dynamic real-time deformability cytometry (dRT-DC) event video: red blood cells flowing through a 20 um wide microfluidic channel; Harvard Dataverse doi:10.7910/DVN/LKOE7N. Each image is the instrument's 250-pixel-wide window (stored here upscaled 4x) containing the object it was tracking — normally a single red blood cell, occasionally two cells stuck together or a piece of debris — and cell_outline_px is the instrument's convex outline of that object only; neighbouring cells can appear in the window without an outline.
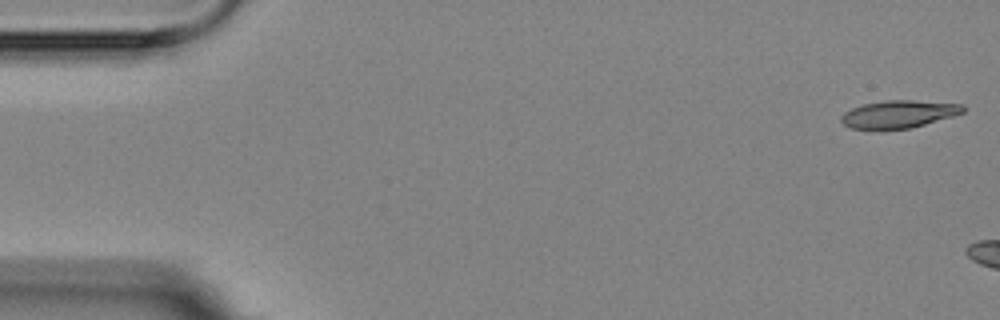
{"species": "Egyptian fruit bat (a non-hibernating species)", "species_latin": "Rousettus aegyptiacus", "temperature_condition": "room temperature", "stored_images_in_passage": 4, "camera_frame_rate_fps": 3000, "um_per_image_px": 0.085, "animal": {"sex": "female"}, "frame": {"image": 1, "passage_image": 1, "time_ms": 0.0, "image_size_px": [1000, 320], "cell_outline_px": [[964, 112], [952, 116], [912, 128], [852, 128], [844, 124], [840, 120], [840, 116], [844, 112], [852, 108], [864, 104], [884, 100], [912, 100], [964, 104]], "centroid_in_image_um": [76.4, 9.68], "position_along_channel_um": 8.6, "area_um2": 19.31}}